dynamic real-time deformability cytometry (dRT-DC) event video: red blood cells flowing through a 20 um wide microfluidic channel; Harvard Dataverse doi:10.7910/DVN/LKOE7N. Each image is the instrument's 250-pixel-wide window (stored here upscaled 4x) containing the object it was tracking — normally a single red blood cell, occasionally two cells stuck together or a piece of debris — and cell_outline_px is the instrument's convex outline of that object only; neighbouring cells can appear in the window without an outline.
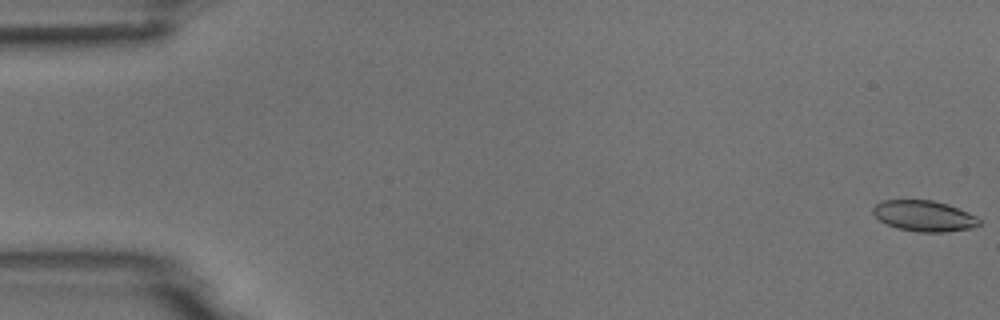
{"species": "common noctule bat (a hibernating species)", "species_latin": "Nyctalus noctula", "temperature_condition": "room temperature", "stored_images_in_passage": 11, "camera_frame_rate_fps": 3000, "um_per_image_px": 0.085, "animal": {"sex": "male", "body_mass_g": 18.8}, "frame": {"image": 1, "passage_image": 1, "time_ms": 0.0, "image_size_px": [1000, 320], "cell_outline_px": [[980, 224], [972, 228], [944, 232], [920, 232], [896, 228], [880, 220], [872, 212], [872, 208], [876, 204], [884, 200], [932, 200], [948, 204], [968, 212], [976, 216], [980, 220]], "centroid_in_image_um": [78.56, 18.35], "position_along_channel_um": 6.4, "area_um2": 19.02}}
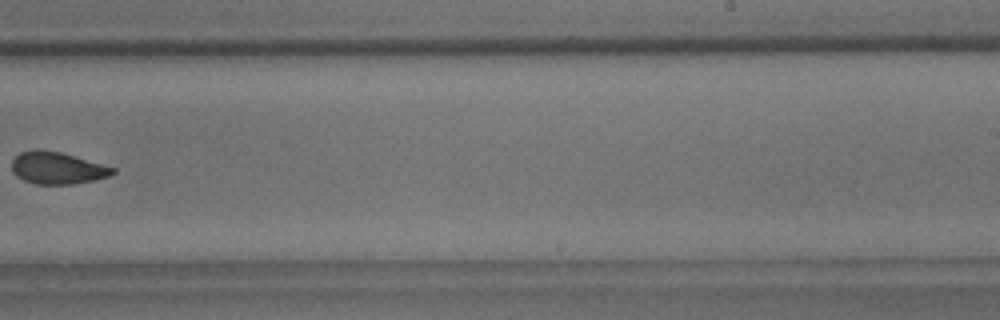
{"frame": {"image": 2, "passage_image": 10, "time_ms": 11.333, "image_size_px": [1000, 320], "cell_outline_px": [[116, 172], [112, 176], [72, 184], [36, 184], [24, 180], [16, 176], [12, 172], [12, 160], [20, 152], [36, 148], [60, 152], [116, 168]], "centroid_in_image_um": [4.86, 14.27], "position_along_channel_um": 284.1, "area_um2": 18.9}}
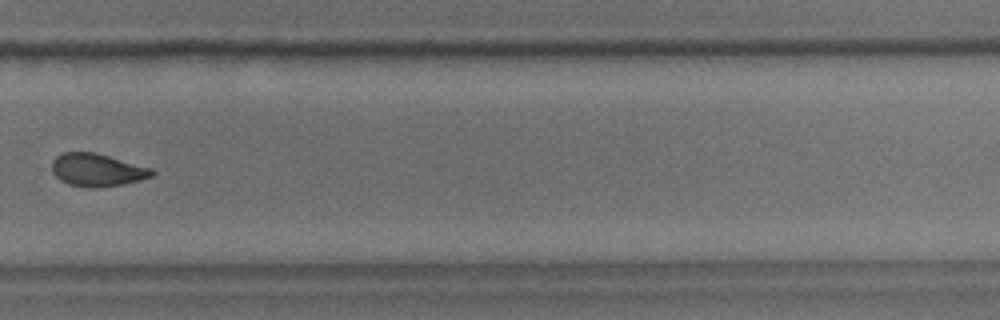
{"frame": {"image": 3, "passage_image": 11, "time_ms": 12.333, "image_size_px": [1000, 320], "cell_outline_px": [[156, 172], [152, 176], [140, 180], [124, 184], [68, 184], [60, 180], [52, 172], [52, 160], [56, 156], [64, 152], [96, 152], [152, 168]], "centroid_in_image_um": [8.27, 14.38], "position_along_channel_um": 321.5, "area_um2": 18.38}}